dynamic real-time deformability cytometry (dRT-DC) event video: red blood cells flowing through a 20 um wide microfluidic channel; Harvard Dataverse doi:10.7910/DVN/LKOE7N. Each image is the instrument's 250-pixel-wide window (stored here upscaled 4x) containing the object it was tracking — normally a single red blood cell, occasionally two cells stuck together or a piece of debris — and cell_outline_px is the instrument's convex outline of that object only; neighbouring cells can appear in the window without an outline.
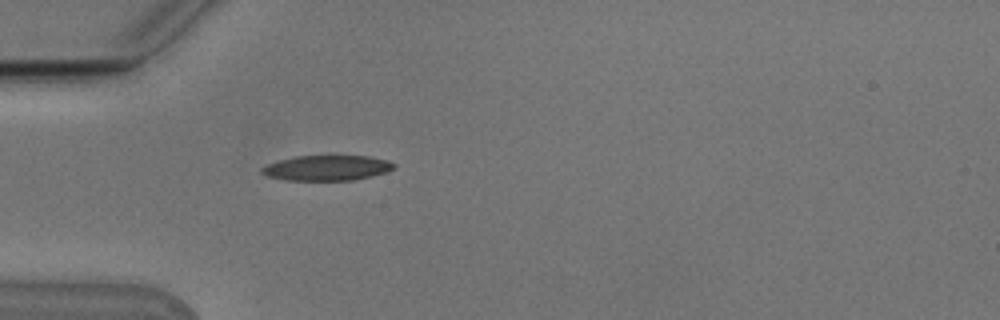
{"species": "Egyptian fruit bat (a non-hibernating species)", "species_latin": "Rousettus aegyptiacus", "temperature_condition": "cold", "stored_images_in_passage": 36, "camera_frame_rate_fps": 3000, "um_per_image_px": 0.085, "animal": {"sex": "male"}, "frame": {"image": 1, "passage_image": 1, "time_ms": 0.0, "image_size_px": [1000, 320], "cell_outline_px": [[396, 168], [372, 176], [352, 180], [284, 180], [268, 176], [260, 172], [260, 168], [268, 164], [280, 160], [296, 156], [368, 156], [384, 160], [396, 164]], "centroid_in_image_um": [27.77, 14.28], "position_along_channel_um": 57.2, "area_um2": 19.25}}
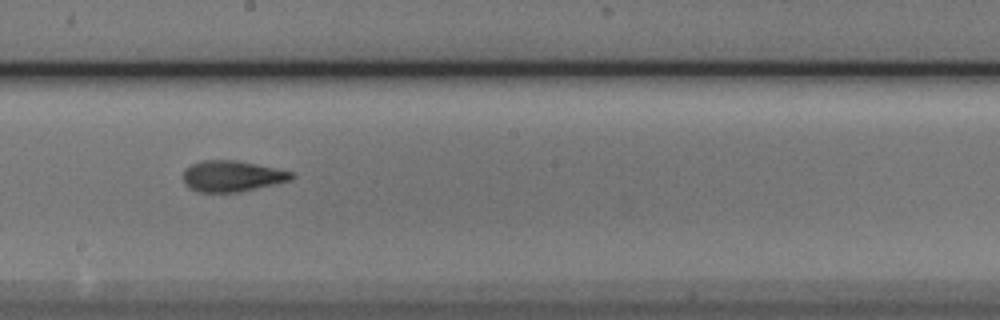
{"frame": {"image": 2, "passage_image": 15, "time_ms": 4.667, "image_size_px": [1000, 320], "cell_outline_px": [[296, 176], [292, 180], [240, 192], [196, 192], [188, 188], [184, 184], [184, 168], [200, 160], [236, 160], [256, 164], [292, 172]], "centroid_in_image_um": [19.7, 14.98], "position_along_channel_um": 228.5, "area_um2": 19.71}}
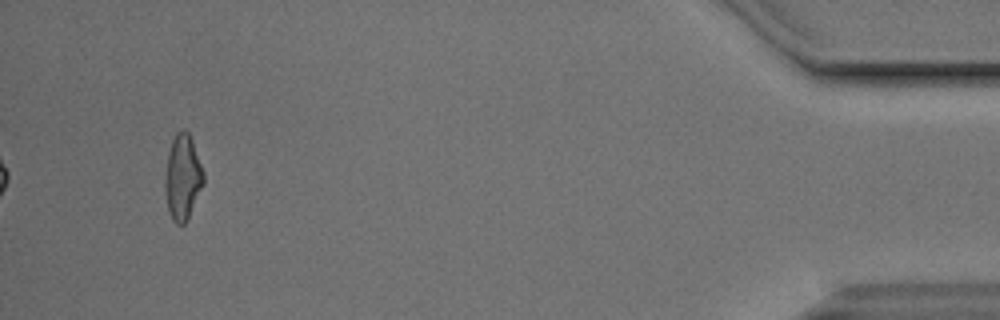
{"frame": {"image": 3, "passage_image": 36, "time_ms": 11.667, "image_size_px": [1000, 320], "cell_outline_px": [[204, 184], [184, 224], [176, 224], [172, 220], [168, 208], [164, 188], [164, 180], [168, 152], [172, 140], [176, 132], [184, 128], [188, 132], [192, 140], [204, 172]], "centroid_in_image_um": [15.52, 15.04], "position_along_channel_um": 419.7, "area_um2": 19.07}, "authors_computed_cell_mechanics": {"area_um2": 19.363, "velocity_mm_per_s": 3.7952, "shape_relaxation_time_tau1_ms": 3.4876, "shape_relaxation_time_tau2_ms": 2.7073, "deformation_change_tau1": 0.1638, "deformation_change_tau2": 0.1106}}